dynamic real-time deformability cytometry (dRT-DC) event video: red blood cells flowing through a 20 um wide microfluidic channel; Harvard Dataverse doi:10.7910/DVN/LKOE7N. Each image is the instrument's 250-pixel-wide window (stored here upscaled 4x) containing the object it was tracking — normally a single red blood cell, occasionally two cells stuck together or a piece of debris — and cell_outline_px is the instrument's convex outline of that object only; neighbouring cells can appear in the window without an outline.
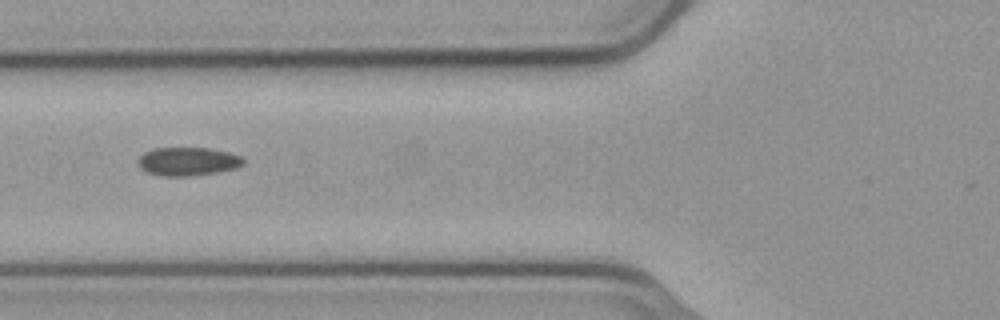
{"species": "common noctule bat (a hibernating species)", "species_latin": "Nyctalus noctula", "temperature_condition": "cold", "stored_images_in_passage": 20, "camera_frame_rate_fps": 3000, "um_per_image_px": 0.085, "animal": {"sex": "male", "body_mass_g": 23.1, "forearm_length_mm": 52.7}, "frame": {"image": 1, "passage_image": 4, "time_ms": 1.0, "image_size_px": [1000, 320], "cell_outline_px": [[244, 164], [236, 168], [212, 172], [184, 176], [164, 176], [148, 172], [140, 168], [136, 160], [144, 152], [152, 148], [208, 148], [228, 152], [240, 156], [244, 160]], "centroid_in_image_um": [15.92, 13.7], "position_along_channel_um": 109.9, "area_um2": 17.22}}
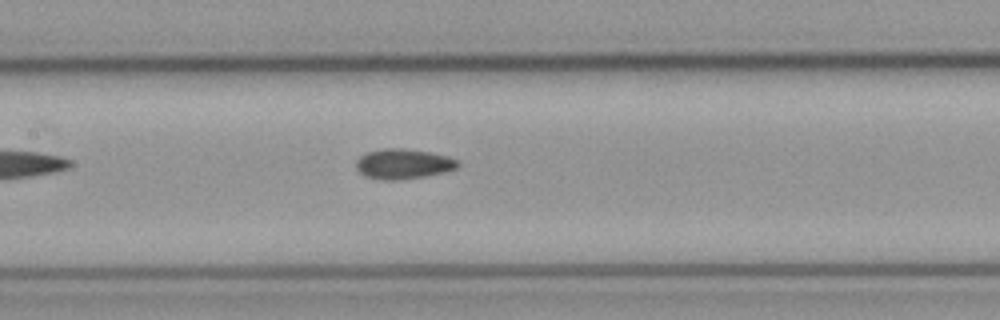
{"frame": {"image": 2, "passage_image": 9, "time_ms": 2.667, "image_size_px": [1000, 320], "cell_outline_px": [[460, 164], [456, 168], [444, 172], [424, 176], [396, 180], [384, 180], [364, 176], [356, 168], [356, 160], [360, 156], [368, 152], [384, 148], [400, 148], [428, 152], [448, 156], [456, 160]], "centroid_in_image_um": [34.25, 13.93], "position_along_channel_um": 173.1, "area_um2": 17.63}}